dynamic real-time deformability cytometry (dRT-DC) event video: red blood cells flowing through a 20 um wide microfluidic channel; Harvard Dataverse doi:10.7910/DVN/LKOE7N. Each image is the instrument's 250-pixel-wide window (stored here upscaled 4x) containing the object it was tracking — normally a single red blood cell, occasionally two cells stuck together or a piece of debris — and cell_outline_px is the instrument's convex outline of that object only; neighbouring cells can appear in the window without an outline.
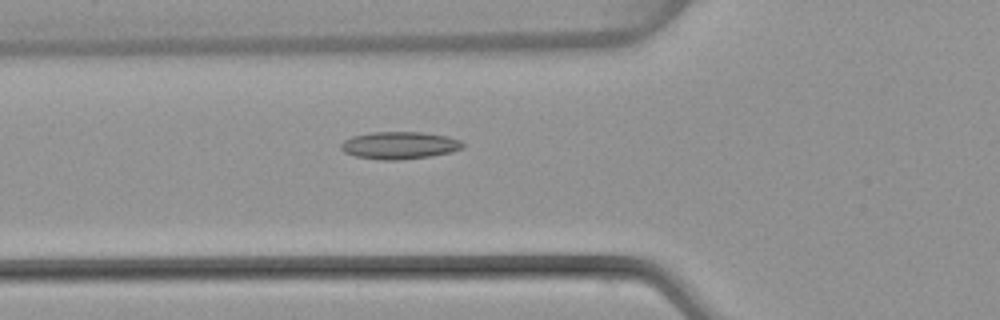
{"species": "common noctule bat (a hibernating species)", "species_latin": "Nyctalus noctula", "temperature_condition": "warm", "stored_images_in_passage": 47, "camera_frame_rate_fps": 3000, "um_per_image_px": 0.085, "animal": {"sex": "female", "body_mass_g": 22.7, "forearm_length_mm": 54.2}, "frame": {"image": 1, "passage_image": 19, "time_ms": 6.0, "image_size_px": [1000, 320], "cell_outline_px": [[464, 148], [452, 152], [432, 156], [400, 160], [380, 160], [356, 156], [344, 152], [340, 148], [340, 144], [344, 140], [352, 136], [372, 132], [424, 132], [448, 136], [460, 140], [464, 144]], "centroid_in_image_um": [33.98, 12.35], "position_along_channel_um": 91.8, "area_um2": 19.65}}
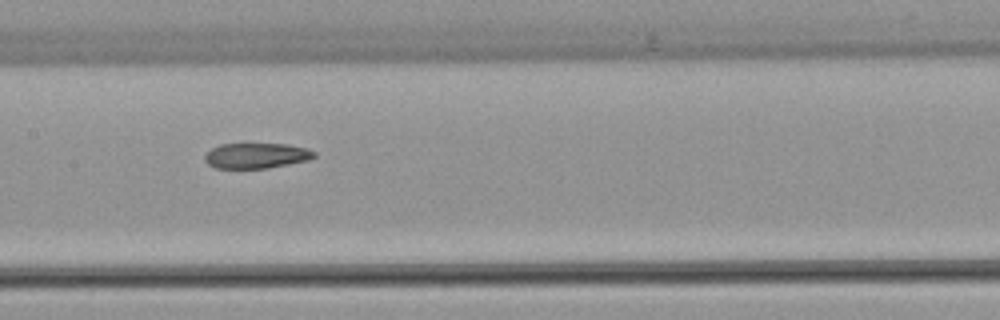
{"frame": {"image": 2, "passage_image": 26, "time_ms": 8.333, "image_size_px": [1000, 320], "cell_outline_px": [[316, 156], [308, 160], [268, 168], [216, 168], [208, 164], [204, 160], [204, 156], [212, 148], [220, 144], [288, 144], [308, 148], [316, 152]], "centroid_in_image_um": [21.81, 13.23], "position_along_channel_um": 185.6, "area_um2": 16.18}}
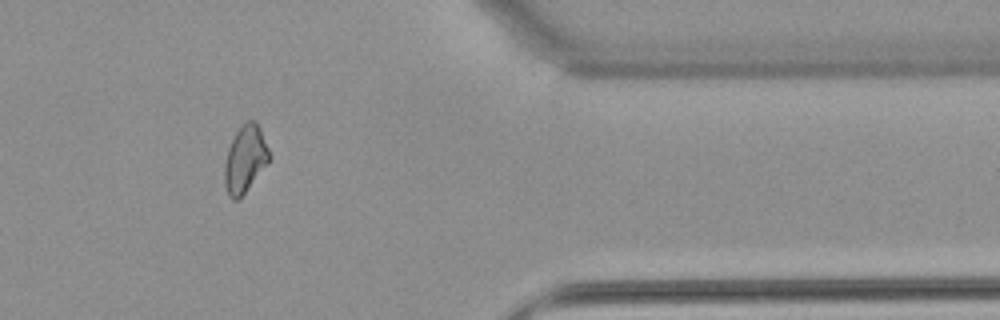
{"frame": {"image": 3, "passage_image": 43, "time_ms": 14.0, "image_size_px": [1000, 320], "cell_outline_px": [[272, 156], [244, 192], [236, 200], [232, 200], [228, 196], [224, 184], [224, 164], [228, 148], [236, 132], [248, 120], [256, 120], [260, 128]], "centroid_in_image_um": [20.82, 13.5], "position_along_channel_um": 390.6, "area_um2": 17.17}, "authors_computed_cell_mechanics": {"area_um2": 17.8602, "velocity_mm_per_s": 3.9996, "shape_relaxation_time_tau1_ms": null, "shape_relaxation_time_tau2_ms": 3.0211, "deformation_change_tau1": null, "deformation_change_tau2": 0.0957}}